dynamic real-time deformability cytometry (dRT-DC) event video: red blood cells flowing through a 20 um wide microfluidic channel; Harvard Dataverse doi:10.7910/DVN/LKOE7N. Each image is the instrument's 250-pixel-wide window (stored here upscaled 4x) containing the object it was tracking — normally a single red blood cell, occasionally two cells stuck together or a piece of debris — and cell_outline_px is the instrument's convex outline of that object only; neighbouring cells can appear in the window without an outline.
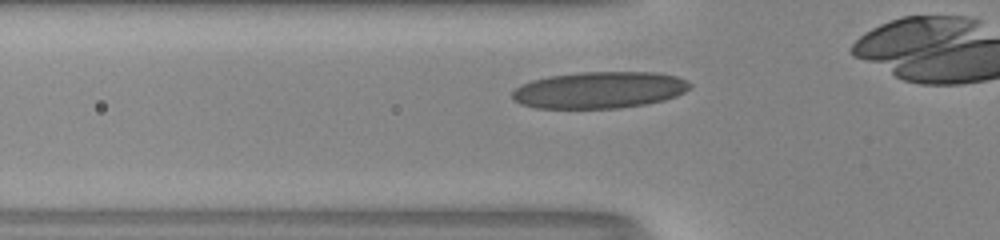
{"species": "human", "species_latin": "Homo sapiens", "temperature_condition": "room temperature", "stored_images_in_passage": 28, "camera_frame_rate_fps": 3000, "um_per_image_px": 0.085, "donor": {"sex": "male"}, "frame": {"image": 1, "passage_image": 5, "time_ms": 1.333, "image_size_px": [1000, 240], "cell_outline_px": [[692, 84], [684, 92], [676, 96], [664, 100], [644, 104], [620, 108], [536, 108], [520, 104], [512, 100], [512, 92], [516, 88], [532, 80], [548, 76], [580, 72], [656, 72], [676, 76], [688, 80]], "centroid_in_image_um": [50.95, 7.65], "position_along_channel_um": 74.9, "area_um2": 38.03}}
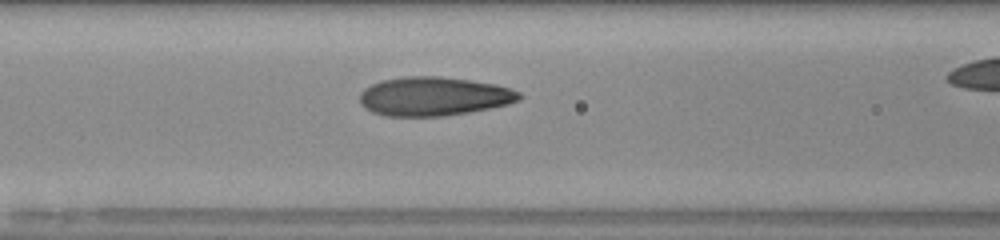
{"frame": {"image": 2, "passage_image": 9, "time_ms": 2.667, "image_size_px": [1000, 240], "cell_outline_px": [[524, 96], [520, 100], [508, 104], [468, 112], [444, 116], [384, 116], [372, 112], [364, 108], [360, 104], [360, 92], [364, 88], [380, 80], [404, 76], [440, 76], [496, 84], [512, 88], [520, 92]], "centroid_in_image_um": [36.86, 8.18], "position_along_channel_um": 129.7, "area_um2": 36.41}}